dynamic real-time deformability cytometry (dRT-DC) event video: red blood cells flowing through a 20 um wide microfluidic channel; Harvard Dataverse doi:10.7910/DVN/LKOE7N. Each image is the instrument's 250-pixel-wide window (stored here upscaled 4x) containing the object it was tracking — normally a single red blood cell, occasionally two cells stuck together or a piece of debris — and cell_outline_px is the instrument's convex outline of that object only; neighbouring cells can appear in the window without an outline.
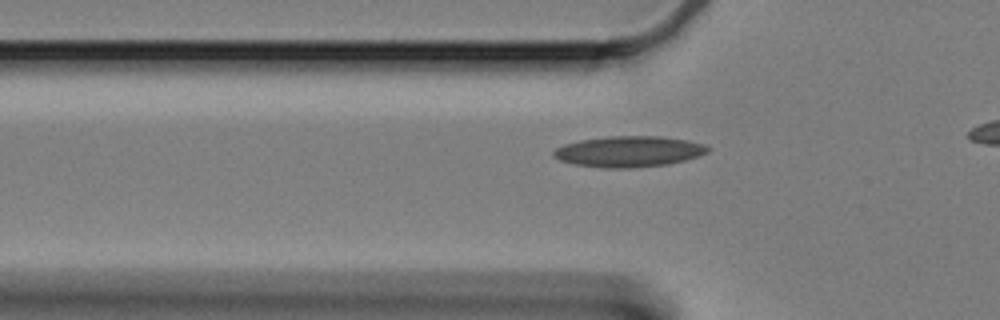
{"species": "Egyptian fruit bat (a non-hibernating species)", "species_latin": "Rousettus aegyptiacus", "temperature_condition": "cold", "stored_images_in_passage": 35, "camera_frame_rate_fps": 3000, "um_per_image_px": 0.085, "animal": {"sex": "female"}, "frame": {"image": 1, "passage_image": 5, "time_ms": 1.333, "image_size_px": [1000, 320], "cell_outline_px": [[712, 148], [708, 152], [684, 160], [668, 164], [632, 168], [604, 168], [572, 164], [560, 160], [552, 156], [552, 152], [556, 148], [564, 144], [580, 140], [608, 136], [660, 136], [688, 140], [704, 144]], "centroid_in_image_um": [53.43, 12.88], "position_along_channel_um": 72.4, "area_um2": 27.86}}
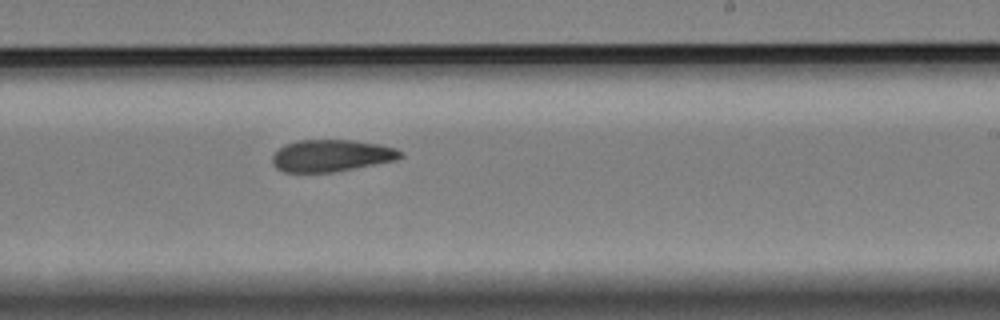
{"frame": {"image": 2, "passage_image": 22, "time_ms": 7.0, "image_size_px": [1000, 320], "cell_outline_px": [[404, 156], [396, 160], [332, 172], [284, 172], [276, 168], [272, 164], [272, 156], [284, 144], [296, 140], [352, 140], [380, 144], [396, 148]], "centroid_in_image_um": [28.14, 13.22], "position_along_channel_um": 260.9, "area_um2": 23.81}}
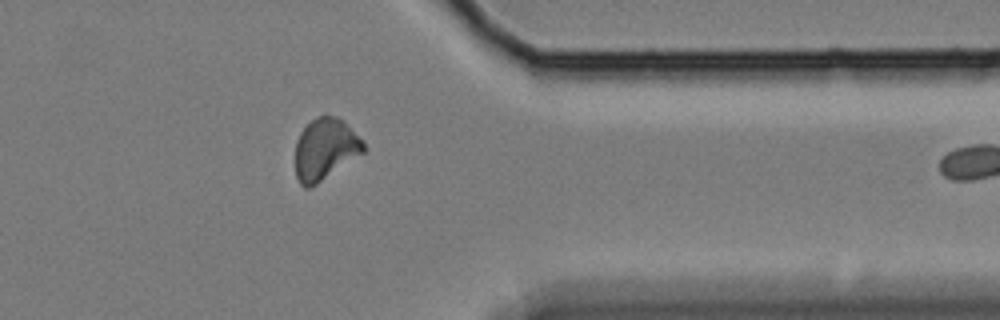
{"frame": {"image": 3, "passage_image": 34, "time_ms": 11.0, "image_size_px": [1000, 320], "cell_outline_px": [[364, 152], [316, 184], [308, 188], [304, 188], [300, 184], [296, 176], [296, 140], [300, 132], [316, 116], [324, 112], [336, 116], [344, 120], [364, 144]], "centroid_in_image_um": [27.61, 12.64], "position_along_channel_um": 383.8, "area_um2": 24.39}}